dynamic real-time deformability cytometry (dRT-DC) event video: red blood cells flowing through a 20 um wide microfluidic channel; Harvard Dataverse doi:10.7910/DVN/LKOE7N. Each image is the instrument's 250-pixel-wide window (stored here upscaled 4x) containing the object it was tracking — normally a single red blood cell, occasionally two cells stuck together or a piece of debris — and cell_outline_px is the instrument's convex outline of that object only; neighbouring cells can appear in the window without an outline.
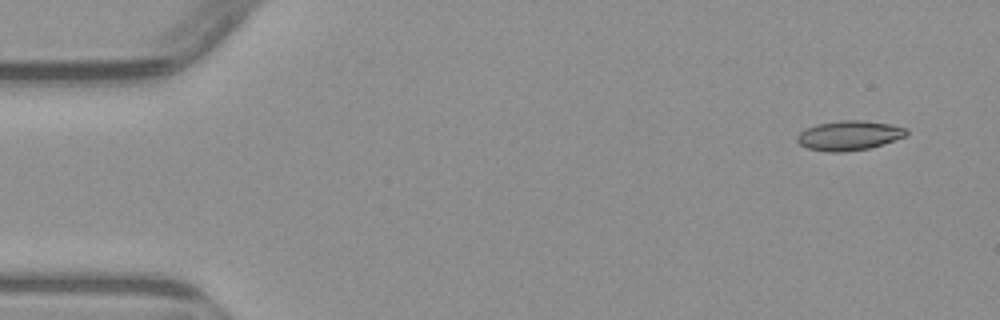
{"species": "common noctule bat (a hibernating species)", "species_latin": "Nyctalus noctula", "temperature_condition": "warm", "stored_images_in_passage": 4, "camera_frame_rate_fps": 3000, "um_per_image_px": 0.085, "animal": {"sex": "male", "body_mass_g": 23.1, "forearm_length_mm": 52.7}, "frame": {"image": 1, "passage_image": 1, "time_ms": 0.0, "image_size_px": [1000, 320], "cell_outline_px": [[908, 132], [904, 136], [884, 144], [868, 148], [844, 152], [828, 152], [808, 148], [800, 144], [796, 140], [796, 136], [800, 132], [816, 124], [840, 120], [864, 120], [888, 124], [908, 128]], "centroid_in_image_um": [72.16, 11.51], "position_along_channel_um": 12.8, "area_um2": 18.79}}
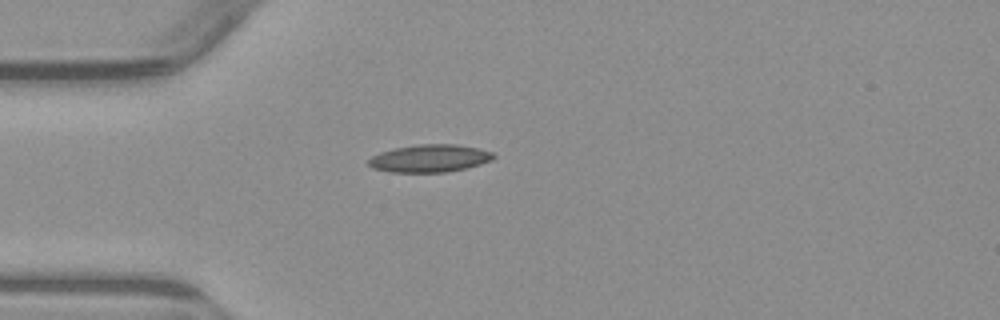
{"frame": {"image": 2, "passage_image": 4, "time_ms": 3.667, "image_size_px": [1000, 320], "cell_outline_px": [[496, 156], [492, 160], [468, 168], [448, 172], [388, 172], [372, 168], [368, 164], [368, 160], [372, 156], [380, 152], [396, 148], [420, 144], [456, 144], [476, 148], [492, 152]], "centroid_in_image_um": [36.52, 13.47], "position_along_channel_um": 48.5, "area_um2": 20.11}}